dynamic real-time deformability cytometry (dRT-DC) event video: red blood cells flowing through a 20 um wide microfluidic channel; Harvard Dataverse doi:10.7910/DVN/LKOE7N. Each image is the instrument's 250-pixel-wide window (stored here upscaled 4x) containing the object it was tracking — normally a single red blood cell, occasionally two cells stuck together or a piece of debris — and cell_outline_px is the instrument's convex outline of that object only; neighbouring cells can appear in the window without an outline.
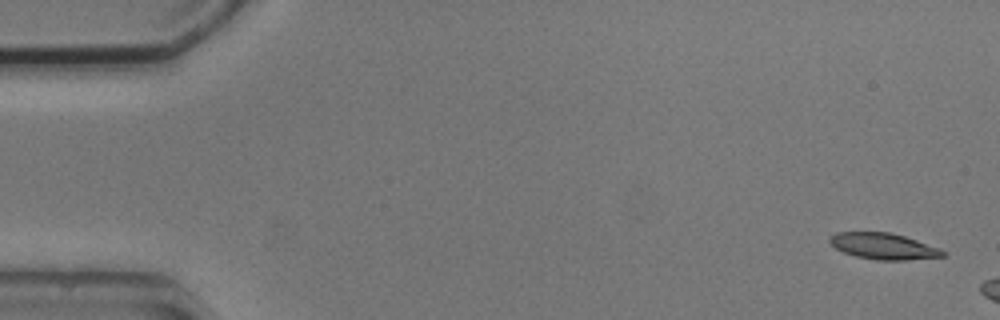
{"species": "common noctule bat (a hibernating species)", "species_latin": "Nyctalus noctula", "temperature_condition": "cold", "stored_images_in_passage": 3, "camera_frame_rate_fps": 3000, "um_per_image_px": 0.085, "animal": {"sex": "male", "body_mass_g": 20.5, "forearm_length_mm": 52.5}, "frame": {"image": 1, "passage_image": 1, "time_ms": 0.0, "image_size_px": [1000, 320], "cell_outline_px": [[948, 252], [944, 256], [904, 260], [876, 260], [856, 256], [844, 252], [836, 248], [828, 240], [836, 232], [888, 232], [904, 236], [940, 248]], "centroid_in_image_um": [75.12, 20.93], "position_along_channel_um": 9.9, "area_um2": 17.11}}